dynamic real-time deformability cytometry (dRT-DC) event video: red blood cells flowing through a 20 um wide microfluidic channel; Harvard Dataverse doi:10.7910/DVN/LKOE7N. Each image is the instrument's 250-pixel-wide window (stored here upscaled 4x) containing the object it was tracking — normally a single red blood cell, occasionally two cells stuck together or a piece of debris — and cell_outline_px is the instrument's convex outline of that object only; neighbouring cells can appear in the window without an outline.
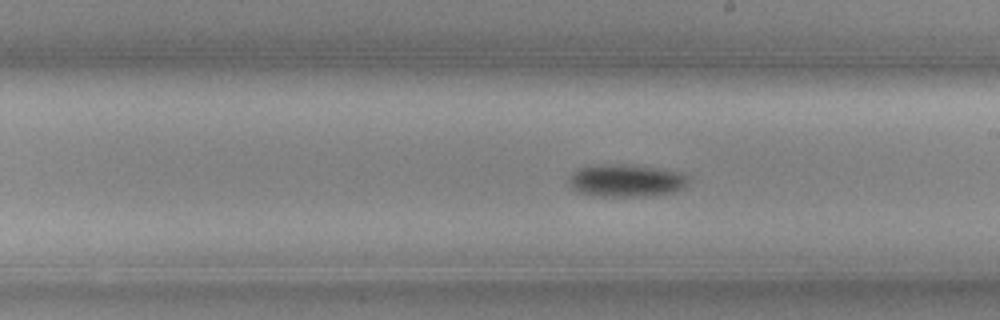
{"species": "common noctule bat (a hibernating species)", "species_latin": "Nyctalus noctula", "temperature_condition": "cold", "stored_images_in_passage": 28, "camera_frame_rate_fps": 3000, "um_per_image_px": 0.085, "animal": {"sex": "female", "body_mass_g": 19.3, "forearm_length_mm": 54.1}, "frame": {"image": 1, "passage_image": 16, "time_ms": 5.0, "image_size_px": [1000, 320], "cell_outline_px": [[688, 180], [684, 188], [676, 192], [648, 196], [592, 196], [576, 192], [568, 184], [568, 180], [572, 172], [580, 168], [600, 164], [628, 164], [684, 172], [688, 176]], "centroid_in_image_um": [53.22, 15.35], "position_along_channel_um": 235.8, "area_um2": 23.06}}
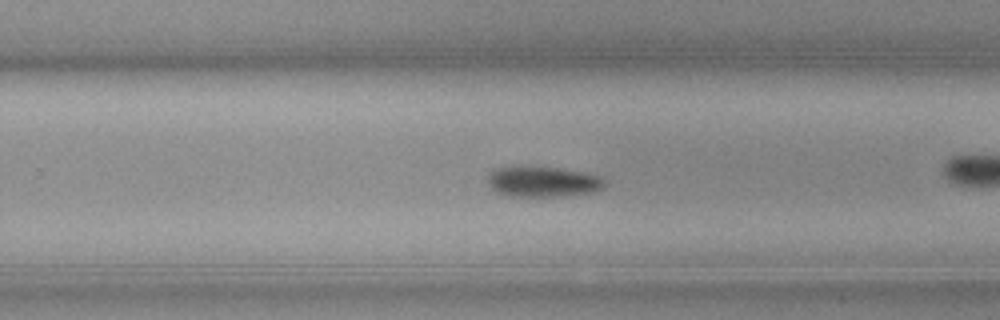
{"frame": {"image": 2, "passage_image": 20, "time_ms": 6.333, "image_size_px": [1000, 320], "cell_outline_px": [[604, 188], [596, 192], [572, 196], [504, 196], [496, 192], [488, 184], [488, 172], [492, 168], [520, 164], [524, 164], [556, 168], [584, 172], [596, 176], [604, 180]], "centroid_in_image_um": [46.06, 15.42], "position_along_channel_um": 283.7, "area_um2": 21.62}}
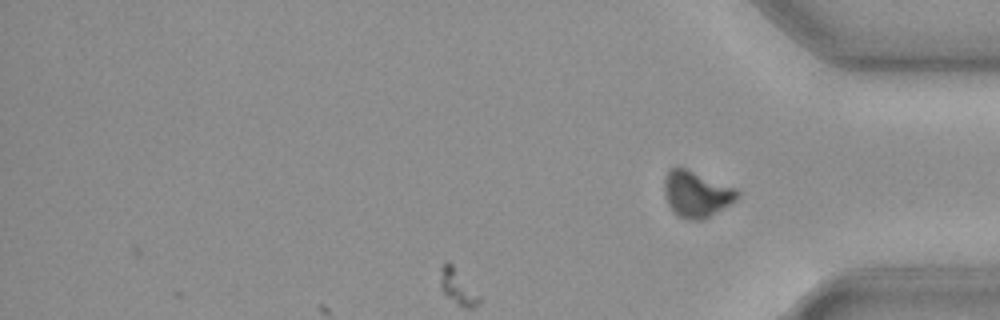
{"frame": {"image": 3, "passage_image": 28, "time_ms": 9.0, "image_size_px": [1000, 320], "cell_outline_px": [[740, 196], [736, 200], [724, 208], [700, 220], [688, 220], [672, 212], [668, 204], [664, 192], [664, 180], [668, 172], [672, 168], [684, 168], [736, 188], [740, 192]], "centroid_in_image_um": [59.2, 16.51], "position_along_channel_um": 376.0, "area_um2": 19.36}, "authors_computed_cell_mechanics": {"area_um2": 22.2241, "velocity_mm_per_s": 3.6153, "shape_relaxation_time_tau1_ms": 4.5785, "shape_relaxation_time_tau2_ms": null, "deformation_change_tau1": 0.1251, "deformation_change_tau2": null}}